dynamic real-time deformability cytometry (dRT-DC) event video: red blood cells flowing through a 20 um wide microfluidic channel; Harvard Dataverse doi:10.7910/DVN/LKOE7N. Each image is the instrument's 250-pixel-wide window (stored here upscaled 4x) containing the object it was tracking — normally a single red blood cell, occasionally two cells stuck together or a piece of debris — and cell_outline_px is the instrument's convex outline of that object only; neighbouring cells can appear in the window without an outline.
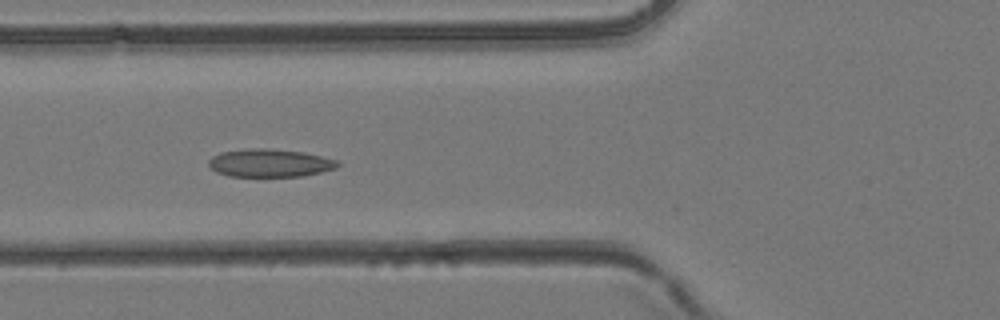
{"species": "common noctule bat (a hibernating species)", "species_latin": "Nyctalus noctula", "temperature_condition": "room temperature", "stored_images_in_passage": 44, "camera_frame_rate_fps": 3000, "um_per_image_px": 0.085, "animal": {"sex": "female", "body_mass_g": 24.6, "forearm_length_mm": 56.2}, "frame": {"image": 1, "passage_image": 17, "time_ms": 5.333, "image_size_px": [1000, 320], "cell_outline_px": [[340, 164], [336, 168], [304, 176], [228, 176], [216, 172], [208, 164], [208, 160], [212, 156], [220, 152], [248, 148], [272, 148], [304, 152], [340, 160]], "centroid_in_image_um": [22.95, 13.84], "position_along_channel_um": 102.9, "area_um2": 21.27}}
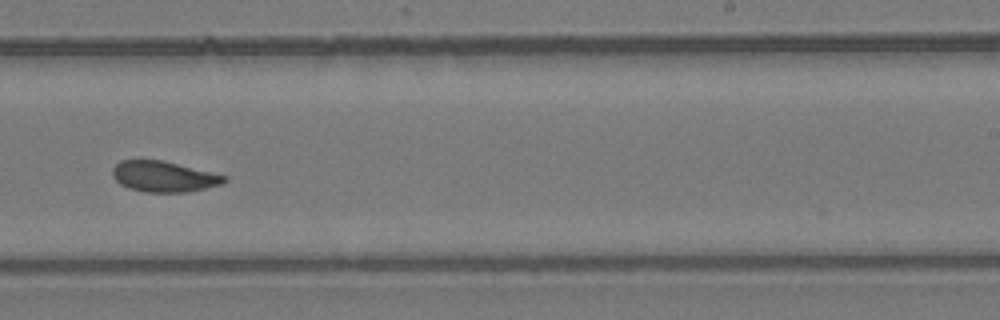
{"frame": {"image": 2, "passage_image": 28, "time_ms": 9.0, "image_size_px": [1000, 320], "cell_outline_px": [[228, 180], [220, 184], [188, 192], [144, 192], [128, 188], [120, 184], [112, 176], [112, 168], [120, 160], [164, 160], [228, 176]], "centroid_in_image_um": [13.91, 15.0], "position_along_channel_um": 275.1, "area_um2": 20.11}}
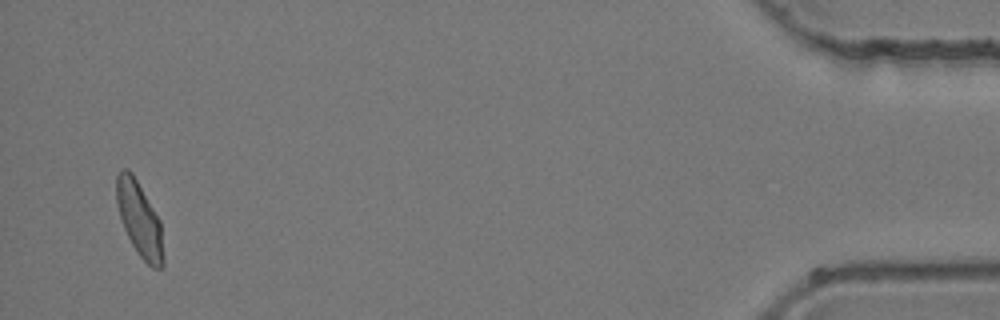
{"frame": {"image": 3, "passage_image": 43, "time_ms": 14.0, "image_size_px": [1000, 320], "cell_outline_px": [[164, 268], [152, 268], [140, 256], [132, 244], [124, 228], [120, 216], [116, 200], [116, 176], [120, 168], [128, 168], [132, 172], [160, 220], [164, 256]], "centroid_in_image_um": [11.86, 18.63], "position_along_channel_um": 423.3, "area_um2": 20.35}}